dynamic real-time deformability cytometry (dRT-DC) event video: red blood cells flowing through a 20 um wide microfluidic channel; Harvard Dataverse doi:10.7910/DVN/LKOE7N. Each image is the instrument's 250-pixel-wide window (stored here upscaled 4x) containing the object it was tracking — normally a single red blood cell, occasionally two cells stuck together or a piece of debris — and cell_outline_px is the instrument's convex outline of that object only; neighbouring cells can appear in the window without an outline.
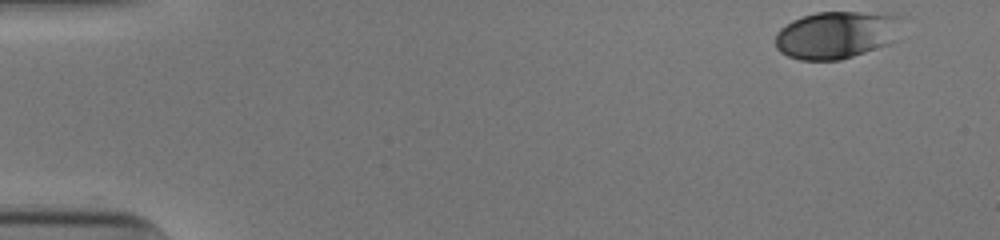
{"species": "human", "species_latin": "Homo sapiens", "temperature_condition": "cold", "stored_images_in_passage": 42, "camera_frame_rate_fps": 3000, "um_per_image_px": 0.085, "donor": {"sex": "male"}, "frame": {"image": 1, "passage_image": 1, "time_ms": 0.0, "image_size_px": [1000, 240], "cell_outline_px": [[908, 16], [896, 40], [888, 44], [840, 60], [800, 60], [788, 56], [780, 52], [776, 48], [776, 32], [780, 28], [792, 20], [816, 12], [860, 12]], "centroid_in_image_um": [71.16, 2.95], "position_along_channel_um": 13.8, "area_um2": 35.43}}
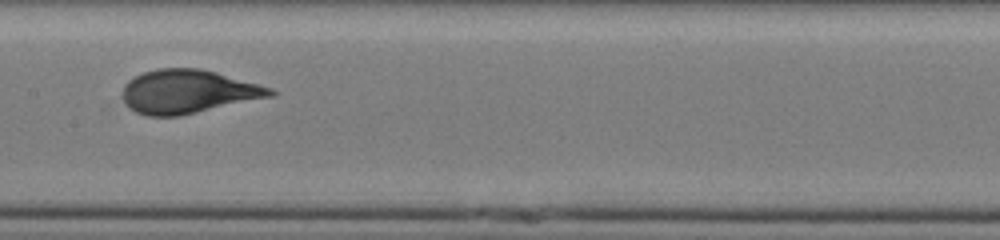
{"frame": {"image": 2, "passage_image": 25, "time_ms": 8.0, "image_size_px": [1000, 240], "cell_outline_px": [[276, 96], [180, 116], [148, 116], [136, 112], [128, 108], [120, 92], [124, 84], [128, 80], [144, 72], [156, 68], [200, 68], [216, 72], [272, 88], [276, 92]], "centroid_in_image_um": [15.98, 7.79], "position_along_channel_um": 191.4, "area_um2": 37.92}}
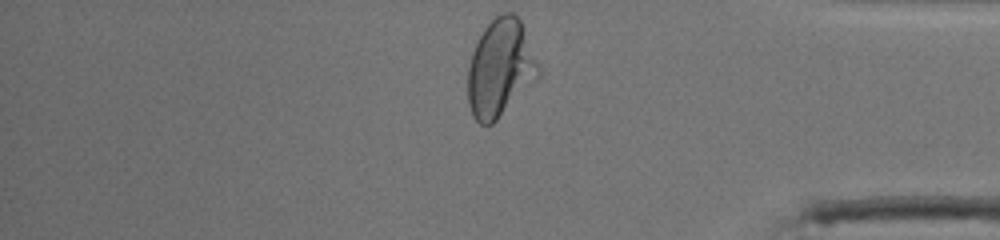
{"frame": {"image": 3, "passage_image": 42, "time_ms": 13.667, "image_size_px": [1000, 240], "cell_outline_px": [[540, 76], [492, 124], [480, 124], [472, 116], [468, 104], [468, 68], [472, 52], [484, 28], [500, 12], [512, 12], [520, 20], [540, 68]], "centroid_in_image_um": [42.51, 5.8], "position_along_channel_um": 392.7, "area_um2": 39.71}, "authors_computed_cell_mechanics": {"area_um2": 36.992, "velocity_mm_per_s": 3.9137, "shape_relaxation_time_tau1_ms": 4.6633, "shape_relaxation_time_tau2_ms": null, "deformation_change_tau1": 0.1806, "deformation_change_tau2": null}}